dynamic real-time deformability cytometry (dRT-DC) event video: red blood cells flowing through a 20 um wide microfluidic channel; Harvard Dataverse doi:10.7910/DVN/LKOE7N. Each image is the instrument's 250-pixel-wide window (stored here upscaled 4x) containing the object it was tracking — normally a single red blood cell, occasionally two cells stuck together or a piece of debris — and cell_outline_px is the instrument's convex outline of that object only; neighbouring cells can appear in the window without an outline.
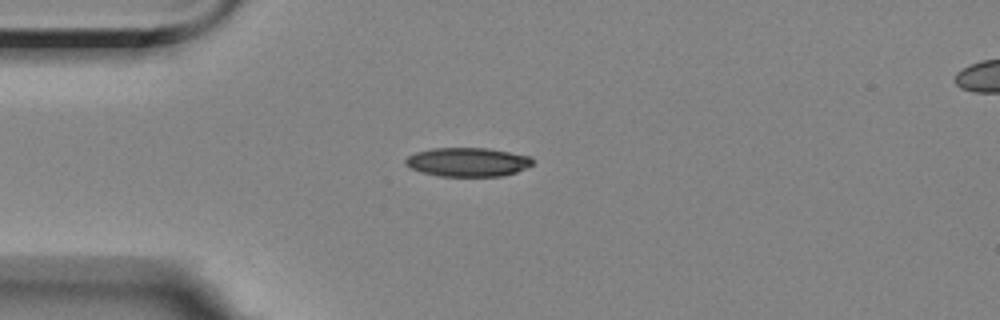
{"species": "Egyptian fruit bat (a non-hibernating species)", "species_latin": "Rousettus aegyptiacus", "temperature_condition": "room temperature", "stored_images_in_passage": 5, "camera_frame_rate_fps": 3000, "um_per_image_px": 0.085, "animal": {"sex": "female"}, "frame": {"image": 1, "passage_image": 1, "time_ms": 0.0, "image_size_px": [1000, 320], "cell_outline_px": [[532, 164], [516, 172], [500, 176], [440, 176], [420, 172], [404, 164], [404, 160], [408, 156], [416, 152], [432, 148], [488, 148], [532, 156]], "centroid_in_image_um": [39.73, 13.77], "position_along_channel_um": 45.3, "area_um2": 21.39}}
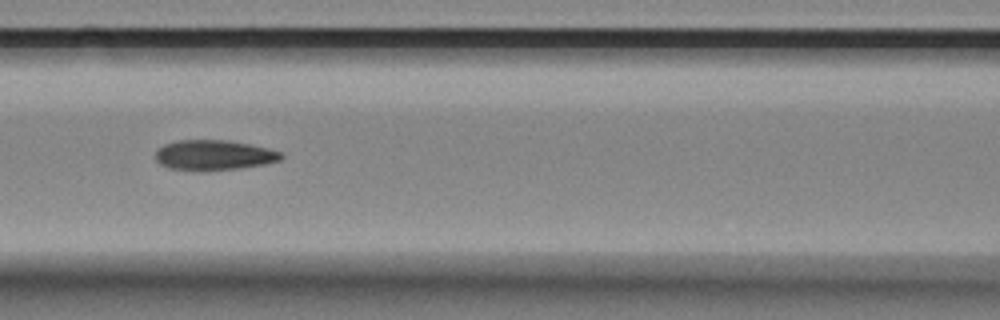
{"frame": {"image": 2, "passage_image": 4, "time_ms": 3.333, "image_size_px": [1000, 320], "cell_outline_px": [[284, 156], [280, 160], [264, 164], [240, 168], [168, 168], [160, 164], [156, 160], [156, 148], [164, 144], [176, 140], [228, 140], [268, 148], [284, 152]], "centroid_in_image_um": [18.2, 13.14], "position_along_channel_um": 148.4, "area_um2": 21.44}}
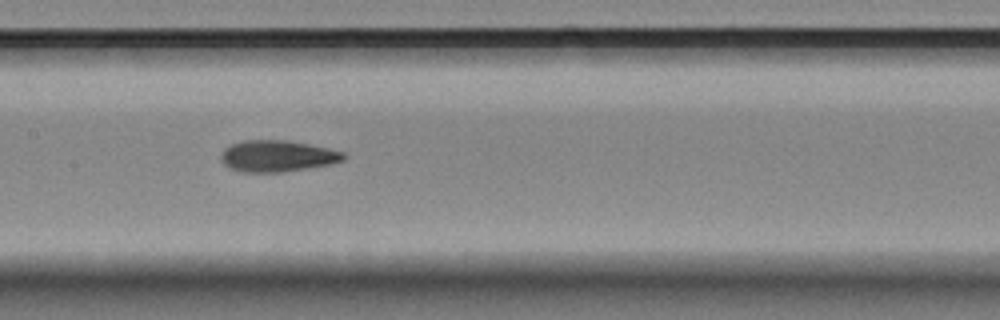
{"frame": {"image": 3, "passage_image": 5, "time_ms": 4.333, "image_size_px": [1000, 320], "cell_outline_px": [[348, 156], [344, 160], [328, 164], [280, 172], [244, 172], [228, 168], [220, 160], [220, 156], [224, 148], [232, 144], [244, 140], [284, 140], [308, 144], [328, 148], [344, 152]], "centroid_in_image_um": [23.54, 13.26], "position_along_channel_um": 183.9, "area_um2": 22.31}}